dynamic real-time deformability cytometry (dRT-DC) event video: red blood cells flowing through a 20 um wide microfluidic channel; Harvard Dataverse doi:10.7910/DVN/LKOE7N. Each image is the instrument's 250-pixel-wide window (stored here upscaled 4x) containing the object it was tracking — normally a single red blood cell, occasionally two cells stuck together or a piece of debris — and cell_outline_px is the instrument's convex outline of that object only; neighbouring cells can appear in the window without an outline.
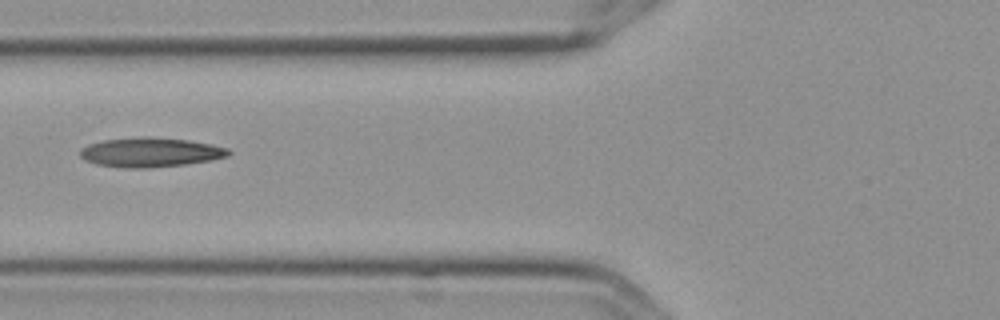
{"species": "Egyptian fruit bat (a non-hibernating species)", "species_latin": "Rousettus aegyptiacus", "temperature_condition": "cold", "stored_images_in_passage": 4, "camera_frame_rate_fps": 3000, "um_per_image_px": 0.085, "frame": {"image": 1, "passage_image": 2, "time_ms": 0.333, "image_size_px": [1000, 320], "cell_outline_px": [[232, 152], [228, 156], [208, 160], [184, 164], [148, 168], [128, 168], [96, 164], [84, 160], [80, 156], [80, 148], [88, 144], [104, 140], [140, 136], [152, 136], [188, 140], [212, 144], [228, 148]], "centroid_in_image_um": [12.76, 12.93], "position_along_channel_um": 113.0, "area_um2": 25.55}}
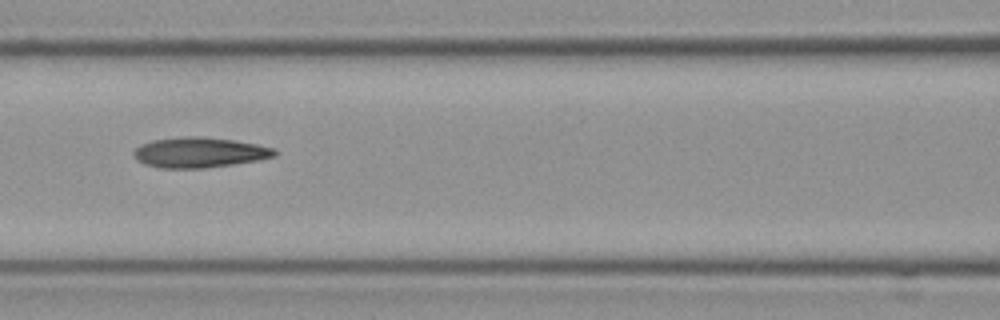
{"frame": {"image": 2, "passage_image": 3, "time_ms": 0.667, "image_size_px": [1000, 320], "cell_outline_px": [[280, 152], [276, 156], [256, 160], [232, 164], [204, 168], [160, 168], [144, 164], [136, 160], [132, 156], [132, 152], [140, 144], [152, 140], [192, 136], [200, 136], [232, 140], [256, 144], [276, 148]], "centroid_in_image_um": [16.94, 12.96], "position_along_channel_um": 149.7, "area_um2": 24.91}}
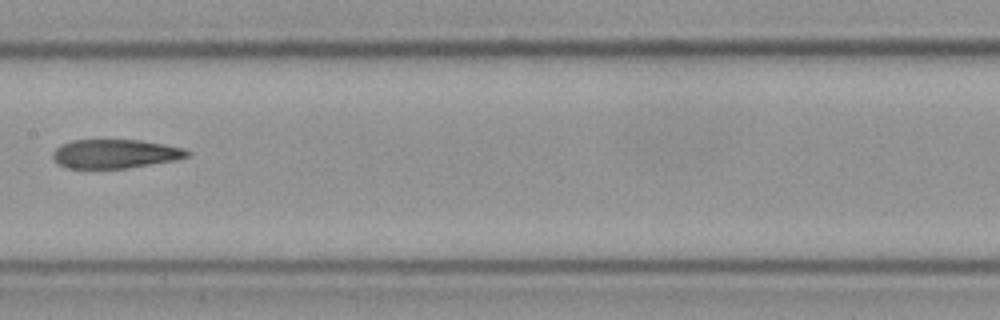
{"frame": {"image": 3, "passage_image": 4, "time_ms": 1.0, "image_size_px": [1000, 320], "cell_outline_px": [[192, 152], [188, 156], [176, 160], [128, 168], [64, 168], [56, 164], [52, 156], [52, 152], [60, 144], [72, 140], [140, 140], [164, 144], [184, 148]], "centroid_in_image_um": [9.76, 13.07], "position_along_channel_um": 197.6, "area_um2": 22.89}}